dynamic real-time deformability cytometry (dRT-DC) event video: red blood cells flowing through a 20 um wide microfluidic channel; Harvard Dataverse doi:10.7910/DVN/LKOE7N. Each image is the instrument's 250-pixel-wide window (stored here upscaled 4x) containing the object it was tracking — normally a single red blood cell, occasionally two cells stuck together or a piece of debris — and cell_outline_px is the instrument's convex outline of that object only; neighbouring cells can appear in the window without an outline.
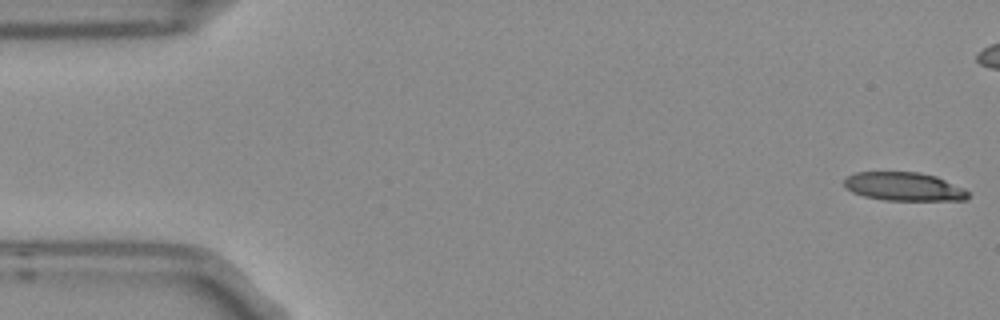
{"species": "Egyptian fruit bat (a non-hibernating species)", "species_latin": "Rousettus aegyptiacus", "temperature_condition": "room temperature", "stored_images_in_passage": 5, "camera_frame_rate_fps": 3000, "um_per_image_px": 0.085, "frame": {"image": 1, "passage_image": 1, "time_ms": 0.0, "image_size_px": [1000, 320], "cell_outline_px": [[968, 200], [884, 200], [864, 196], [852, 192], [844, 188], [844, 180], [848, 176], [856, 172], [920, 172], [936, 176], [964, 188], [968, 192]], "centroid_in_image_um": [76.82, 15.86], "position_along_channel_um": 8.2, "area_um2": 20.63}}